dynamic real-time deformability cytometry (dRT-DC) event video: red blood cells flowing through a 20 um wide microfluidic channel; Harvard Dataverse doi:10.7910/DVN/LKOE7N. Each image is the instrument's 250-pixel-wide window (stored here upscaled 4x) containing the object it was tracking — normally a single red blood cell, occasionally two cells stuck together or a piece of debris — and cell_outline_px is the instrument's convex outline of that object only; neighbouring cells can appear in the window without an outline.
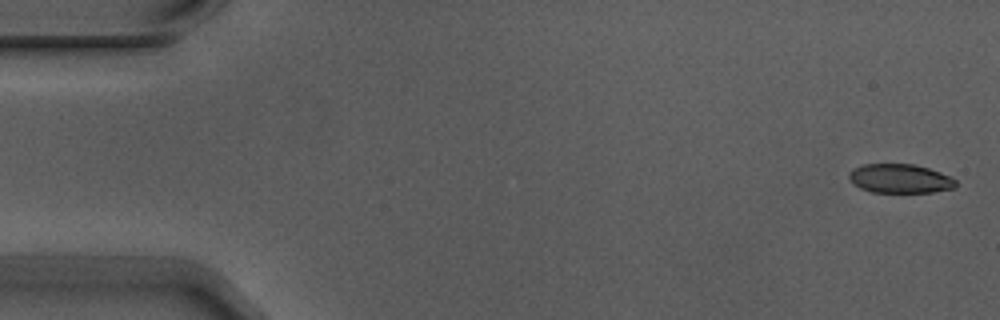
{"species": "Egyptian fruit bat (a non-hibernating species)", "species_latin": "Rousettus aegyptiacus", "temperature_condition": "warm", "stored_images_in_passage": 4, "camera_frame_rate_fps": 3000, "um_per_image_px": 0.085, "animal": {"sex": "male"}, "frame": {"image": 1, "passage_image": 1, "time_ms": 0.0, "image_size_px": [1000, 320], "cell_outline_px": [[956, 188], [932, 192], [872, 192], [860, 188], [848, 180], [848, 176], [856, 168], [864, 164], [912, 164], [928, 168], [940, 172], [956, 180]], "centroid_in_image_um": [76.51, 15.19], "position_along_channel_um": 8.5, "area_um2": 17.92}}
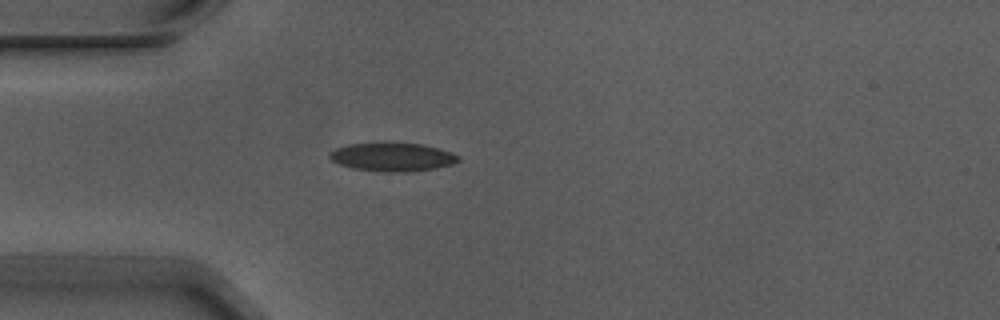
{"frame": {"image": 2, "passage_image": 4, "time_ms": 1.0, "image_size_px": [1000, 320], "cell_outline_px": [[460, 160], [452, 164], [432, 168], [404, 172], [384, 172], [352, 168], [340, 164], [332, 160], [328, 156], [328, 152], [336, 148], [348, 144], [420, 144], [452, 152], [460, 156]], "centroid_in_image_um": [33.33, 13.36], "position_along_channel_um": 51.7, "area_um2": 20.87}}